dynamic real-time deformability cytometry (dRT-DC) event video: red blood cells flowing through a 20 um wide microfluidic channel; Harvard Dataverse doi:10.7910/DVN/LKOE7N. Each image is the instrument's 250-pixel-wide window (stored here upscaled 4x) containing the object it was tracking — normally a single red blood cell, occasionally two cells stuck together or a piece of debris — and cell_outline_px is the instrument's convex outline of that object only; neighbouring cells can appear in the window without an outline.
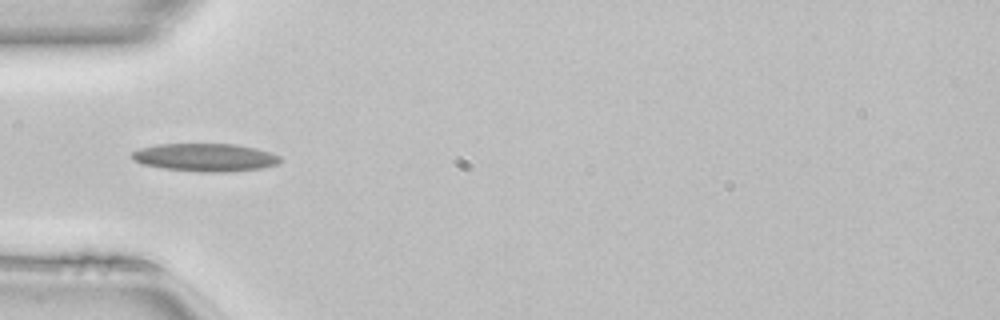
{"species": "common noctule bat (a hibernating species)", "species_latin": "Nyctalus noctula", "temperature_condition": "room temperature", "stored_images_in_passage": 29, "camera_frame_rate_fps": 3000, "um_per_image_px": 0.085, "animal": {"sex": "female", "body_mass_g": 22.7, "forearm_length_mm": 54.2}, "frame": {"image": 1, "passage_image": 5, "time_ms": 1.333, "image_size_px": [1000, 320], "cell_outline_px": [[280, 160], [276, 164], [260, 168], [228, 172], [204, 172], [164, 168], [140, 164], [132, 160], [132, 152], [140, 148], [156, 144], [236, 144], [256, 148], [280, 156]], "centroid_in_image_um": [17.39, 13.37], "position_along_channel_um": 67.6, "area_um2": 24.04}}